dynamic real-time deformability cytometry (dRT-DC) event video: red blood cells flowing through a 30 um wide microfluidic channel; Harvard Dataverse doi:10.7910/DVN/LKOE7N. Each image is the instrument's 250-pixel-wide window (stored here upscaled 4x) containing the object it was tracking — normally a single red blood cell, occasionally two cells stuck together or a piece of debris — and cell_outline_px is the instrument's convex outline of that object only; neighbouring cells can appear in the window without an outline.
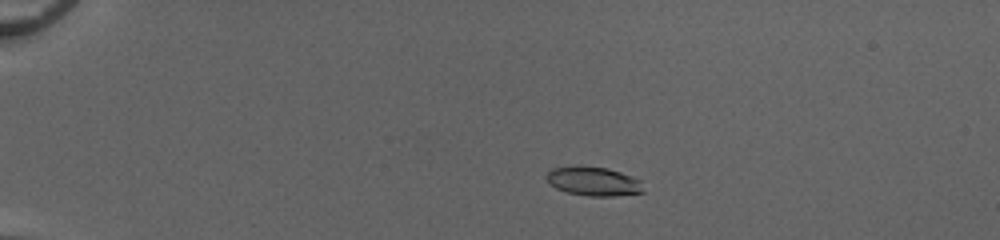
{"species": "common noctule bat (a hibernating species)", "species_latin": "Nyctalus noctula", "temperature_condition": "cold", "stored_images_in_passage": 53, "camera_frame_rate_fps": 3000, "um_per_image_px": 0.085, "animal": {"sex": "female", "body_mass_g": 20.0, "forearm_length_mm": 54.0}, "frame": {"image": 1, "passage_image": 13, "time_ms": 4.0, "image_size_px": [1000, 240], "cell_outline_px": [[644, 192], [616, 196], [588, 196], [568, 192], [556, 188], [544, 176], [552, 168], [576, 164], [580, 164], [608, 168], [632, 176], [640, 180]], "centroid_in_image_um": [50.43, 15.38], "position_along_channel_um": 34.6, "area_um2": 16.65}}
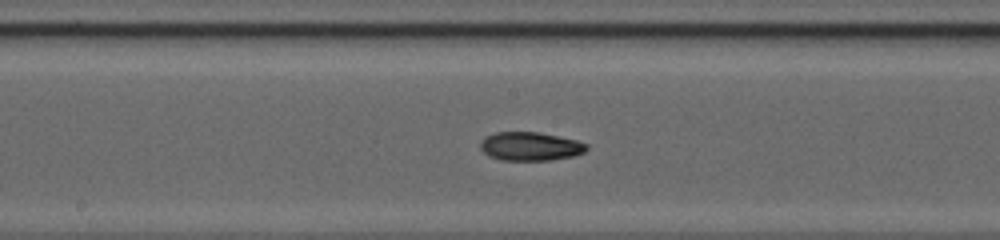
{"frame": {"image": 2, "passage_image": 31, "time_ms": 10.0, "image_size_px": [1000, 240], "cell_outline_px": [[588, 148], [584, 152], [576, 156], [552, 160], [500, 160], [488, 156], [480, 148], [480, 140], [484, 136], [496, 132], [540, 132], [576, 140], [588, 144]], "centroid_in_image_um": [45.07, 12.44], "position_along_channel_um": 203.1, "area_um2": 17.98}}
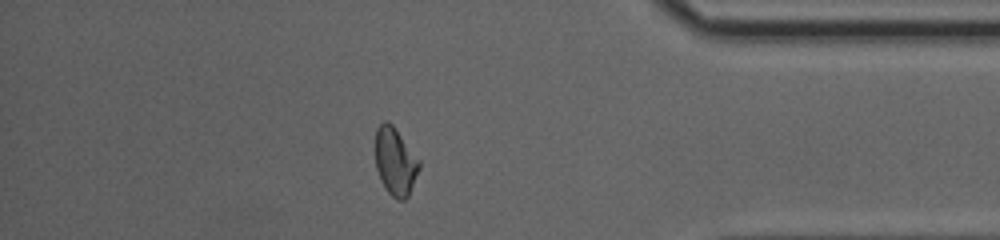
{"frame": {"image": 3, "passage_image": 47, "time_ms": 15.333, "image_size_px": [1000, 240], "cell_outline_px": [[420, 168], [408, 196], [404, 200], [396, 200], [384, 188], [380, 180], [376, 168], [376, 128], [384, 120], [388, 120], [392, 124], [420, 160]], "centroid_in_image_um": [33.6, 13.74], "position_along_channel_um": 401.6, "area_um2": 17.34}, "authors_computed_cell_mechanics": {"area_um2": 17.2244, "velocity_mm_per_s": 4.1329, "shape_relaxation_time_tau1_ms": 8.615, "shape_relaxation_time_tau2_ms": 2.4001, "deformation_change_tau1": 0.2403, "deformation_change_tau2": 0.0834}}